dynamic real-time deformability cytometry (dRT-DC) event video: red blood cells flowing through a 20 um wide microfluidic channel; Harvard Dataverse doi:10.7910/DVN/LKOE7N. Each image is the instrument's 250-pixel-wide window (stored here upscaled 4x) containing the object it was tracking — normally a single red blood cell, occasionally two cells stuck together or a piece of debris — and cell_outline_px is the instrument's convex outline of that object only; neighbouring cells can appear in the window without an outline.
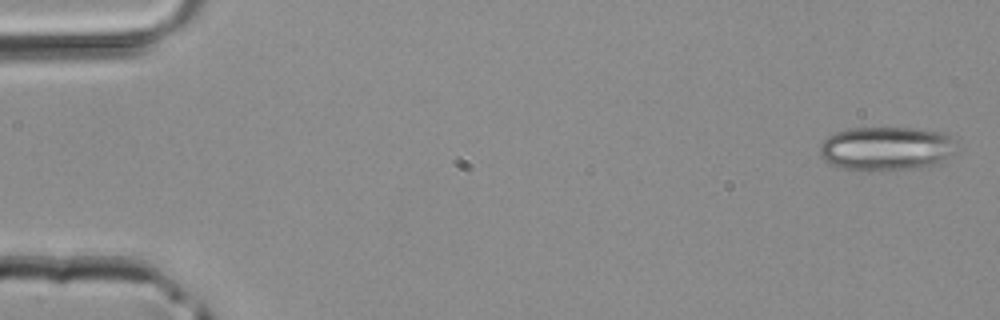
{"species": "common noctule bat (a hibernating species)", "species_latin": "Nyctalus noctula", "temperature_condition": "room temperature", "stored_images_in_passage": 5, "camera_frame_rate_fps": 3000, "um_per_image_px": 0.085, "animal": {"sex": "male", "body_mass_g": 20.4}, "frame": {"image": 1, "passage_image": 1, "time_ms": 0.0, "image_size_px": [1000, 320], "cell_outline_px": [[956, 152], [936, 164], [920, 168], [864, 172], [844, 168], [832, 164], [824, 160], [820, 156], [820, 144], [828, 136], [836, 132], [848, 128], [924, 128], [944, 132], [952, 136]], "centroid_in_image_um": [75.35, 12.63], "position_along_channel_um": 9.6, "area_um2": 35.6}}